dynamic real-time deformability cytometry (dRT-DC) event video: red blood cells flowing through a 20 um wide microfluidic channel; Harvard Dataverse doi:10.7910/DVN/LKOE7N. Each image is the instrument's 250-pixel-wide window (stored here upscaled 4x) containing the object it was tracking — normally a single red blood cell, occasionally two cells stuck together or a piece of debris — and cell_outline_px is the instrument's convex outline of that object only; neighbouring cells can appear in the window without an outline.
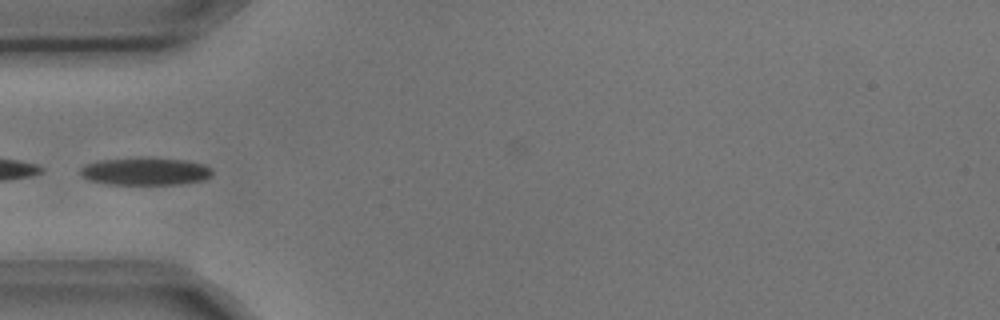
{"species": "common noctule bat (a hibernating species)", "species_latin": "Nyctalus noctula", "temperature_condition": "cold", "stored_images_in_passage": 4, "camera_frame_rate_fps": 3000, "um_per_image_px": 0.085, "animal": {"sex": "male", "body_mass_g": 17.9, "forearm_length_mm": 54.2}, "frame": {"image": 1, "passage_image": 4, "time_ms": 1.0, "image_size_px": [1000, 320], "cell_outline_px": [[212, 176], [204, 180], [184, 184], [108, 184], [88, 180], [80, 176], [80, 168], [84, 164], [100, 160], [184, 160], [204, 164], [212, 168]], "centroid_in_image_um": [12.36, 14.61], "position_along_channel_um": 72.6, "area_um2": 20.58}}